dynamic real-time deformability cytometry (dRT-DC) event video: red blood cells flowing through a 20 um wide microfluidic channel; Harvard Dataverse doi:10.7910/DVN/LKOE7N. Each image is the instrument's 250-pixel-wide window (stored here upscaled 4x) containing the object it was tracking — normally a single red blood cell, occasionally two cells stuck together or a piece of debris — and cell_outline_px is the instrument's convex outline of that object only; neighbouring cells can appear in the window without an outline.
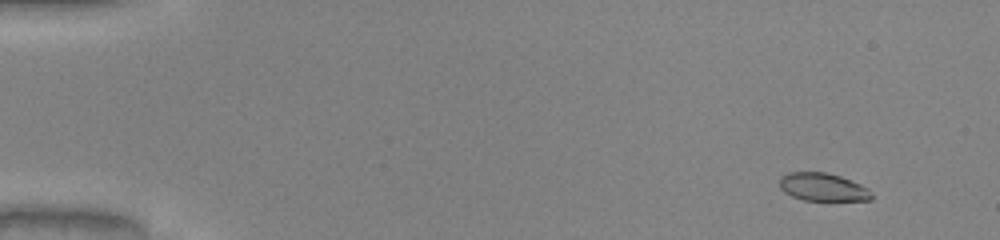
{"species": "common noctule bat (a hibernating species)", "species_latin": "Nyctalus noctula", "temperature_condition": "warm", "stored_images_in_passage": 52, "camera_frame_rate_fps": 3000, "um_per_image_px": 0.085, "animal": {"sex": "male", "body_mass_g": 20.0, "forearm_length_mm": 53.3}, "frame": {"image": 1, "passage_image": 5, "time_ms": 1.333, "image_size_px": [1000, 240], "cell_outline_px": [[872, 200], [804, 200], [792, 196], [784, 192], [780, 188], [780, 176], [788, 172], [828, 172], [840, 176], [860, 184], [868, 188], [872, 196]], "centroid_in_image_um": [69.92, 15.89], "position_along_channel_um": 15.1, "area_um2": 14.97}}
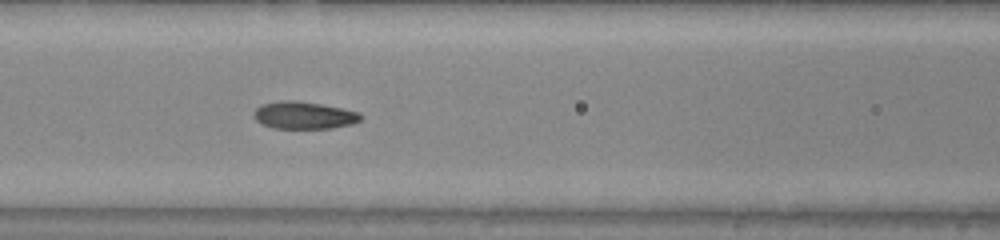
{"frame": {"image": 2, "passage_image": 24, "time_ms": 7.667, "image_size_px": [1000, 240], "cell_outline_px": [[360, 120], [352, 124], [332, 128], [272, 128], [256, 120], [252, 116], [252, 112], [260, 104], [284, 100], [296, 100], [320, 104], [360, 112]], "centroid_in_image_um": [25.79, 9.79], "position_along_channel_um": 140.8, "area_um2": 16.99}}
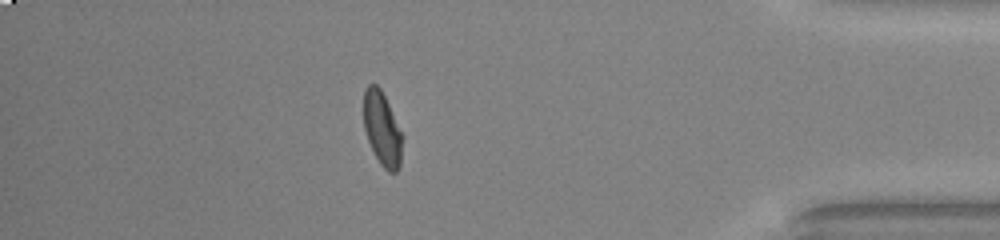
{"frame": {"image": 3, "passage_image": 46, "time_ms": 15.0, "image_size_px": [1000, 240], "cell_outline_px": [[404, 136], [400, 164], [396, 172], [388, 172], [380, 164], [368, 140], [364, 128], [364, 88], [368, 84], [376, 84], [380, 88]], "centroid_in_image_um": [32.5, 10.96], "position_along_channel_um": 402.7, "area_um2": 16.65}, "authors_computed_cell_mechanics": {"area_um2": 16.6753, "velocity_mm_per_s": 4.0902, "shape_relaxation_time_tau1_ms": 8.189, "shape_relaxation_time_tau2_ms": 1.0208, "deformation_change_tau1": 0.2623, "deformation_change_tau2": 0.0615}}